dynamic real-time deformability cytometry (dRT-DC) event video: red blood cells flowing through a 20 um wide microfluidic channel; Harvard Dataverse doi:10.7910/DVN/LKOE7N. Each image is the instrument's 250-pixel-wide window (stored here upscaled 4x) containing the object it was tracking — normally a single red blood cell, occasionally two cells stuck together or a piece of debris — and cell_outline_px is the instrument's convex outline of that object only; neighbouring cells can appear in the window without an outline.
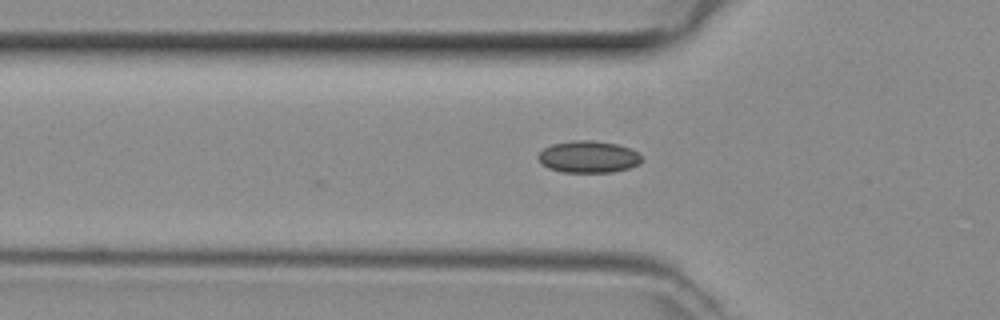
{"species": "common noctule bat (a hibernating species)", "species_latin": "Nyctalus noctula", "temperature_condition": "room temperature", "stored_images_in_passage": 35, "camera_frame_rate_fps": 3000, "um_per_image_px": 0.085, "animal": {"sex": "female", "body_mass_g": 29.2, "forearm_length_mm": 56.3}, "frame": {"image": 1, "passage_image": 6, "time_ms": 1.667, "image_size_px": [1000, 320], "cell_outline_px": [[640, 164], [628, 168], [612, 172], [564, 172], [548, 168], [536, 156], [544, 148], [552, 144], [572, 140], [592, 140], [616, 144], [628, 148], [636, 152], [640, 156]], "centroid_in_image_um": [49.99, 13.33], "position_along_channel_um": 75.8, "area_um2": 19.02}}
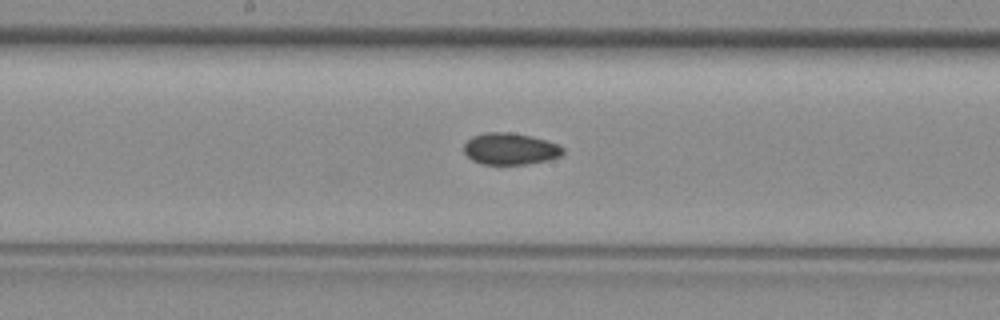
{"frame": {"image": 2, "passage_image": 15, "time_ms": 4.667, "image_size_px": [1000, 320], "cell_outline_px": [[564, 152], [560, 156], [548, 160], [524, 164], [484, 164], [472, 160], [464, 152], [464, 144], [472, 136], [484, 132], [508, 132], [528, 136], [544, 140], [556, 144], [564, 148]], "centroid_in_image_um": [43.34, 12.65], "position_along_channel_um": 204.9, "area_um2": 18.03}}
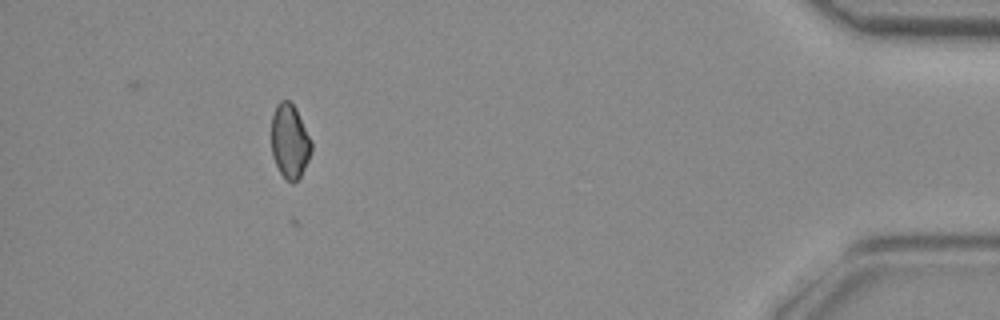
{"frame": {"image": 3, "passage_image": 34, "time_ms": 11.0, "image_size_px": [1000, 320], "cell_outline_px": [[312, 152], [300, 176], [292, 184], [280, 172], [272, 156], [272, 116], [276, 104], [280, 100], [288, 100], [296, 108], [312, 140]], "centroid_in_image_um": [24.64, 11.98], "position_along_channel_um": 410.6, "area_um2": 17.28}}